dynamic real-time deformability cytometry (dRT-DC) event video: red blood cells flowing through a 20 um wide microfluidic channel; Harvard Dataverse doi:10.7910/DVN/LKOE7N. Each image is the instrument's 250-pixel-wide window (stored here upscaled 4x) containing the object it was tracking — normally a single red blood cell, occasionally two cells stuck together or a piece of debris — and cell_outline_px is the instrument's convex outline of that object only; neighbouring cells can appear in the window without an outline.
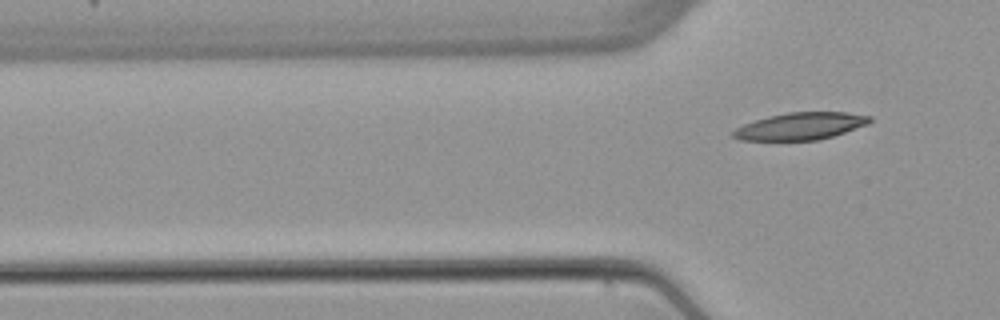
{"species": "common noctule bat (a hibernating species)", "species_latin": "Nyctalus noctula", "temperature_condition": "warm", "stored_images_in_passage": 7, "camera_frame_rate_fps": 3000, "um_per_image_px": 0.085, "animal": {"sex": "female", "body_mass_g": 22.7, "forearm_length_mm": 54.2}, "frame": {"image": 1, "passage_image": 7, "time_ms": 7.333, "image_size_px": [1000, 320], "cell_outline_px": [[872, 120], [868, 124], [820, 140], [740, 140], [732, 136], [732, 132], [736, 128], [744, 124], [768, 116], [788, 112], [848, 112], [872, 116]], "centroid_in_image_um": [68.06, 10.72], "position_along_channel_um": 57.7, "area_um2": 21.56}}